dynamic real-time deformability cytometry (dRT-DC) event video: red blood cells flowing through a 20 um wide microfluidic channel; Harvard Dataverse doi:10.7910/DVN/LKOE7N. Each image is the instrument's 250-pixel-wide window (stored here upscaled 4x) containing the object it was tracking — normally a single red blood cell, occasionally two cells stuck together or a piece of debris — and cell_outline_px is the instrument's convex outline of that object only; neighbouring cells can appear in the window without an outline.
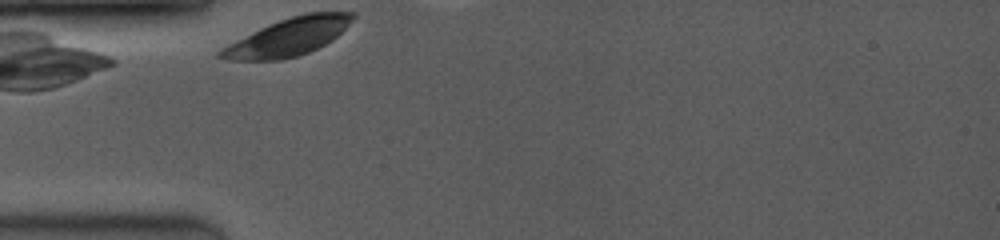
{"species": "common noctule bat (a hibernating species)", "species_latin": "Nyctalus noctula", "temperature_condition": "room temperature", "stored_images_in_passage": 5, "camera_frame_rate_fps": 3500, "um_per_image_px": 0.085, "animal": {"sex": "female", "body_mass_g": 19.0, "forearm_length_mm": 53.3}, "frame": {"image": 1, "passage_image": 1, "time_ms": 0.0, "image_size_px": [1000, 240], "cell_outline_px": [[356, 16], [332, 40], [308, 52], [296, 56], [280, 60], [228, 60], [216, 56], [216, 52], [220, 48], [268, 24], [304, 12], [356, 12]], "centroid_in_image_um": [24.46, 3.14], "position_along_channel_um": 60.5, "area_um2": 28.67}}
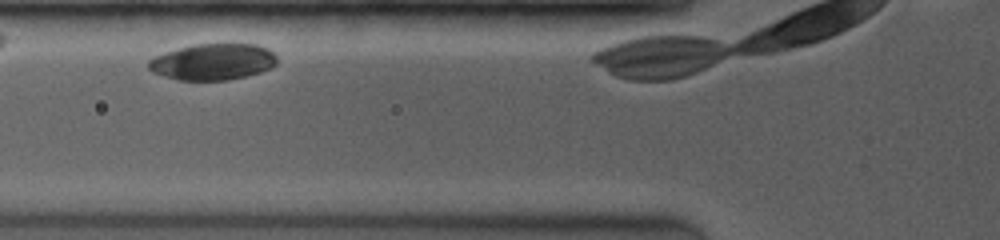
{"frame": {"image": 2, "passage_image": 3, "time_ms": 1.429, "image_size_px": [1000, 240], "cell_outline_px": [[276, 64], [272, 68], [260, 72], [228, 80], [180, 80], [164, 76], [152, 72], [148, 68], [148, 60], [156, 56], [192, 44], [256, 44], [268, 48], [276, 56]], "centroid_in_image_um": [18.11, 5.25], "position_along_channel_um": 107.7, "area_um2": 27.05}}